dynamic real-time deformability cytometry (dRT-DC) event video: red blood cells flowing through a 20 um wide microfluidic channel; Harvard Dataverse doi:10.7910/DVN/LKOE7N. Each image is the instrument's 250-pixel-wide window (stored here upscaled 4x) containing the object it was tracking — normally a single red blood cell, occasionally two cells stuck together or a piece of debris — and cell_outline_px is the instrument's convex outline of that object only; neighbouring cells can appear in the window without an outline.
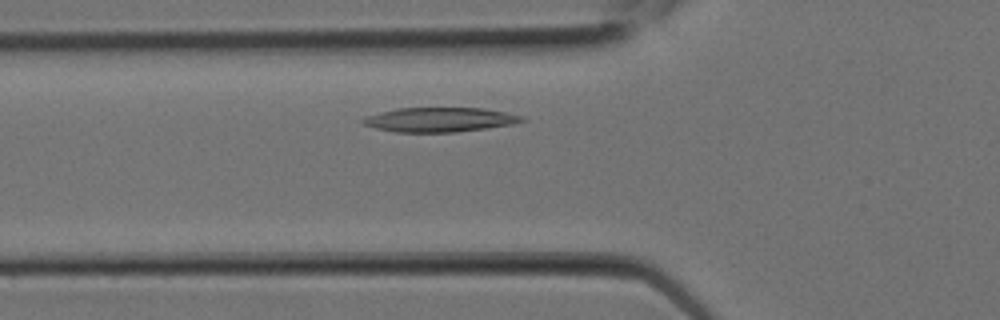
{"species": "Egyptian fruit bat (a non-hibernating species)", "species_latin": "Rousettus aegyptiacus", "temperature_condition": "room temperature", "stored_images_in_passage": 7, "camera_frame_rate_fps": 3000, "um_per_image_px": 0.085, "animal": {"sex": "female"}, "frame": {"image": 1, "passage_image": 4, "time_ms": 1.0, "image_size_px": [1000, 320], "cell_outline_px": [[524, 120], [512, 124], [456, 132], [396, 132], [376, 128], [364, 124], [360, 120], [364, 116], [396, 108], [484, 108], [524, 116]], "centroid_in_image_um": [37.32, 10.16], "position_along_channel_um": 88.5, "area_um2": 22.48}}
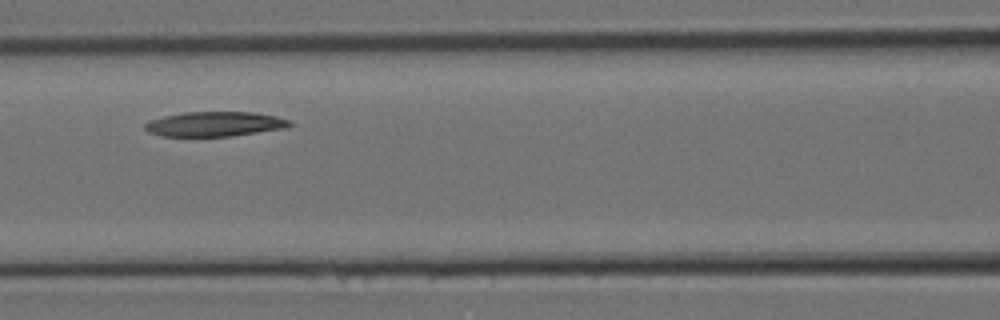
{"frame": {"image": 2, "passage_image": 6, "time_ms": 1.667, "image_size_px": [1000, 320], "cell_outline_px": [[292, 124], [288, 128], [232, 136], [160, 136], [148, 132], [144, 128], [144, 124], [148, 120], [164, 116], [184, 112], [252, 112], [276, 116], [292, 120]], "centroid_in_image_um": [18.27, 10.54], "position_along_channel_um": 148.3, "area_um2": 21.1}}
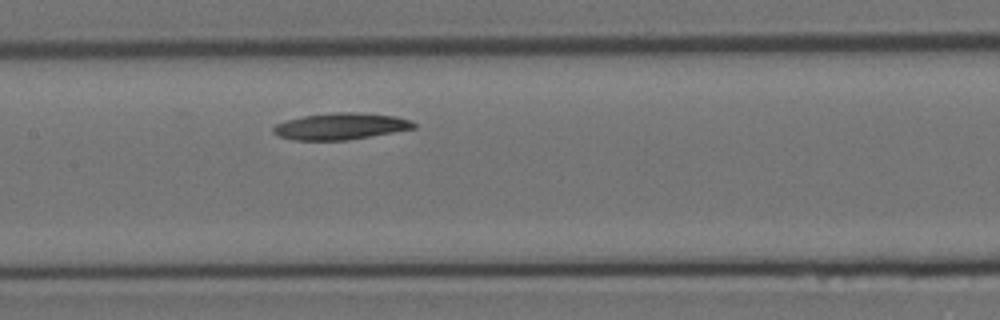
{"frame": {"image": 3, "passage_image": 7, "time_ms": 2.0, "image_size_px": [1000, 320], "cell_outline_px": [[416, 128], [372, 136], [344, 140], [292, 140], [280, 136], [272, 132], [272, 128], [276, 124], [288, 120], [304, 116], [332, 112], [356, 112], [396, 116], [412, 120], [416, 124]], "centroid_in_image_um": [28.98, 10.73], "position_along_channel_um": 178.4, "area_um2": 21.73}}